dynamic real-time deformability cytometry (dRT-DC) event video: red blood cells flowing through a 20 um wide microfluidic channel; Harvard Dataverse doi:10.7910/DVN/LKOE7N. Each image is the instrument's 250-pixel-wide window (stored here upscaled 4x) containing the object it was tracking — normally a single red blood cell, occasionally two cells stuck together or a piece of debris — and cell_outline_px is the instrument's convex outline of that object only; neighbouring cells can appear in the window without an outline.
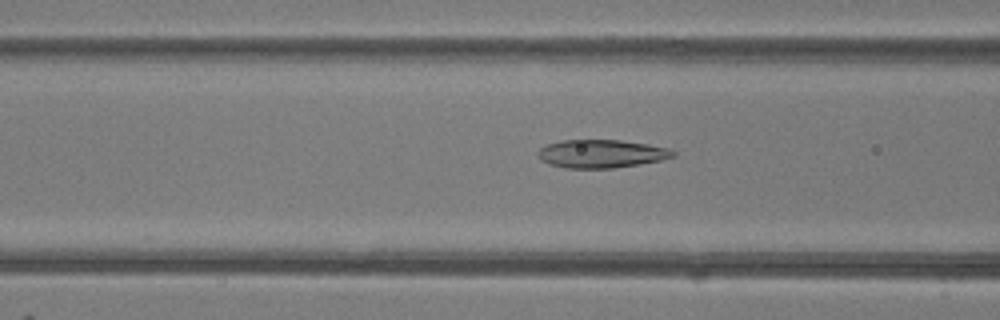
{"species": "common noctule bat (a hibernating species)", "species_latin": "Nyctalus noctula", "temperature_condition": "room temperature", "stored_images_in_passage": 23, "camera_frame_rate_fps": 3000, "um_per_image_px": 0.085, "animal": {"sex": "female"}, "frame": {"image": 1, "passage_image": 19, "time_ms": 6.0, "image_size_px": [1000, 320], "cell_outline_px": [[676, 156], [660, 160], [612, 168], [564, 168], [548, 164], [540, 160], [536, 152], [540, 148], [548, 144], [564, 140], [620, 140], [648, 144], [672, 148], [676, 152]], "centroid_in_image_um": [51.11, 13.06], "position_along_channel_um": 115.5, "area_um2": 22.25}}
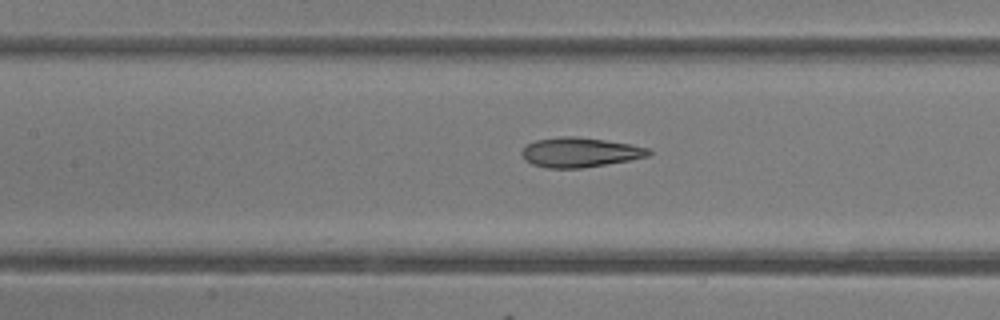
{"frame": {"image": 2, "passage_image": 22, "time_ms": 7.0, "image_size_px": [1000, 320], "cell_outline_px": [[652, 152], [648, 156], [628, 160], [584, 168], [548, 168], [532, 164], [524, 160], [520, 152], [528, 144], [536, 140], [560, 136], [576, 136], [632, 144], [652, 148]], "centroid_in_image_um": [49.3, 12.94], "position_along_channel_um": 158.1, "area_um2": 22.02}}